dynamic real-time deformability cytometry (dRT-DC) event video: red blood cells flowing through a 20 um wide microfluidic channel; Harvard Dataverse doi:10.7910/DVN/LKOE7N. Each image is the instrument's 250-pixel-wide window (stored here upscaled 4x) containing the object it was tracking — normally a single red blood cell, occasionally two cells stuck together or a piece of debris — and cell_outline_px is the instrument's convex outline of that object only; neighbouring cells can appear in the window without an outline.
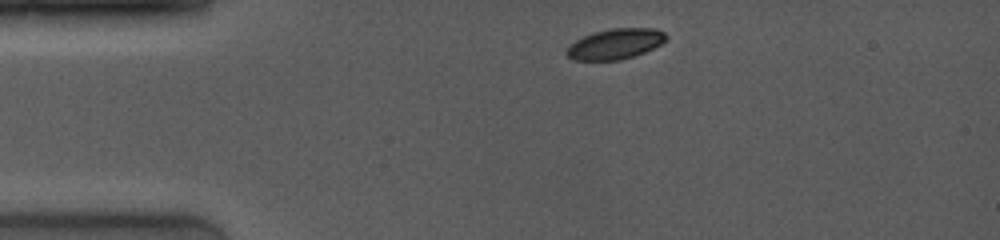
{"species": "common noctule bat (a hibernating species)", "species_latin": "Nyctalus noctula", "temperature_condition": "room temperature", "stored_images_in_passage": 41, "camera_frame_rate_fps": 4000, "um_per_image_px": 0.085, "animal": {"sex": "female", "body_mass_g": 19.0, "forearm_length_mm": 53.3}, "frame": {"image": 1, "passage_image": 1, "time_ms": 0.0, "image_size_px": [1000, 240], "cell_outline_px": [[668, 36], [660, 44], [644, 52], [620, 60], [572, 60], [564, 52], [568, 44], [592, 32], [612, 28], [656, 28], [664, 32]], "centroid_in_image_um": [52.25, 3.73], "position_along_channel_um": 32.7, "area_um2": 17.69}}
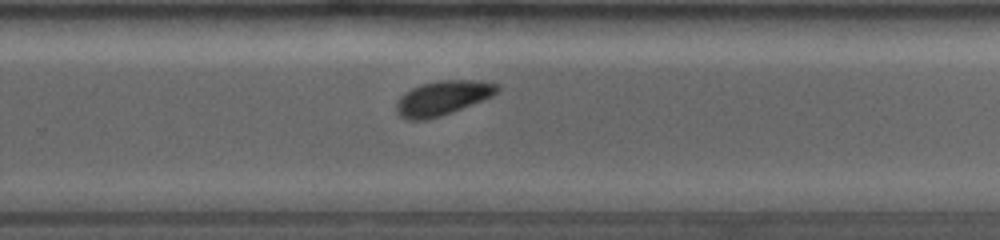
{"frame": {"image": 2, "passage_image": 29, "time_ms": 7.5, "image_size_px": [1000, 240], "cell_outline_px": [[500, 88], [492, 96], [452, 112], [428, 120], [408, 120], [400, 116], [396, 112], [396, 100], [404, 92], [420, 84], [440, 80], [480, 80], [500, 84]], "centroid_in_image_um": [37.6, 8.32], "position_along_channel_um": 292.2, "area_um2": 20.4}}
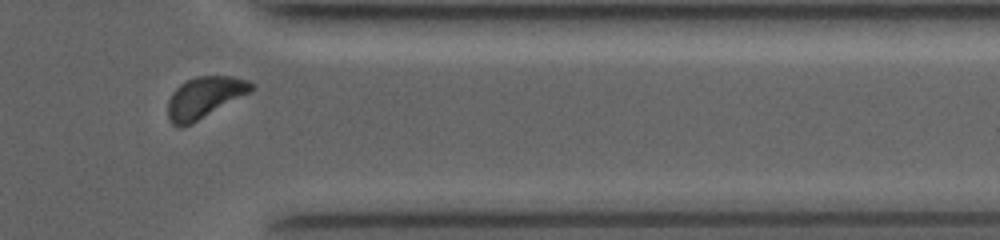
{"frame": {"image": 3, "passage_image": 38, "time_ms": 10.0, "image_size_px": [1000, 240], "cell_outline_px": [[256, 88], [192, 124], [180, 128], [172, 124], [168, 120], [168, 100], [172, 92], [180, 84], [196, 76], [232, 76], [248, 80], [256, 84]], "centroid_in_image_um": [17.37, 8.28], "position_along_channel_um": 394.0, "area_um2": 20.11}, "authors_computed_cell_mechanics": {"area_um2": 20.4034, "velocity_mm_per_s": 4.0684, "shape_relaxation_time_tau1_ms": 1.7209, "shape_relaxation_time_tau2_ms": null, "deformation_change_tau1": 0.0929, "deformation_change_tau2": null}}